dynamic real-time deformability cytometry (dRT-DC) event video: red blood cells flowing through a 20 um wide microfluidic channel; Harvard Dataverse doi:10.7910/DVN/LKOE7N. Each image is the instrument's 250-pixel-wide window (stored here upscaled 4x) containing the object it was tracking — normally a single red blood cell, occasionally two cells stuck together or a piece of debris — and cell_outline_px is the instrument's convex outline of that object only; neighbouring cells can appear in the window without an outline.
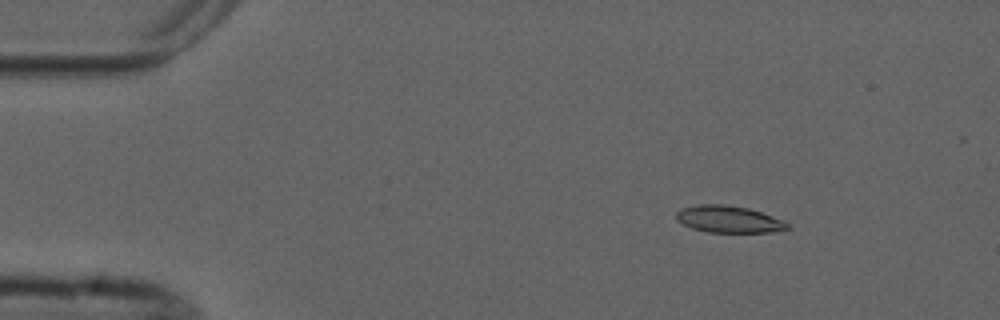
{"species": "common noctule bat (a hibernating species)", "species_latin": "Nyctalus noctula", "temperature_condition": "cold", "stored_images_in_passage": 5, "camera_frame_rate_fps": 3000, "um_per_image_px": 0.085, "animal": {"sex": "male", "forearm_length_mm": 52.5}, "frame": {"image": 1, "passage_image": 2, "time_ms": 1.0, "image_size_px": [1000, 320], "cell_outline_px": [[788, 228], [772, 232], [708, 232], [692, 228], [676, 220], [676, 212], [680, 208], [700, 204], [724, 204], [748, 208], [784, 220], [788, 224]], "centroid_in_image_um": [61.9, 18.63], "position_along_channel_um": 23.1, "area_um2": 17.34}}
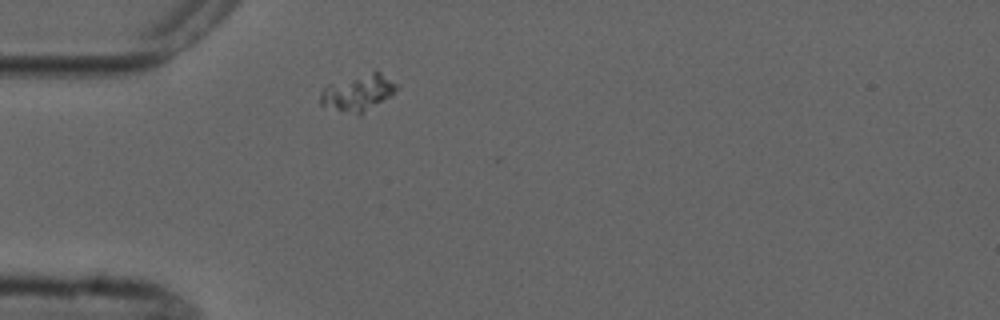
{"frame": {"image": 2, "passage_image": 5, "time_ms": 6.333, "image_size_px": [1000, 320], "cell_outline_px": [[400, 84], [388, 96], [360, 116], [356, 116], [340, 112], [320, 104], [320, 92], [328, 84], [376, 68]], "centroid_in_image_um": [30.43, 7.85], "position_along_channel_um": 54.6, "area_um2": 16.76}}